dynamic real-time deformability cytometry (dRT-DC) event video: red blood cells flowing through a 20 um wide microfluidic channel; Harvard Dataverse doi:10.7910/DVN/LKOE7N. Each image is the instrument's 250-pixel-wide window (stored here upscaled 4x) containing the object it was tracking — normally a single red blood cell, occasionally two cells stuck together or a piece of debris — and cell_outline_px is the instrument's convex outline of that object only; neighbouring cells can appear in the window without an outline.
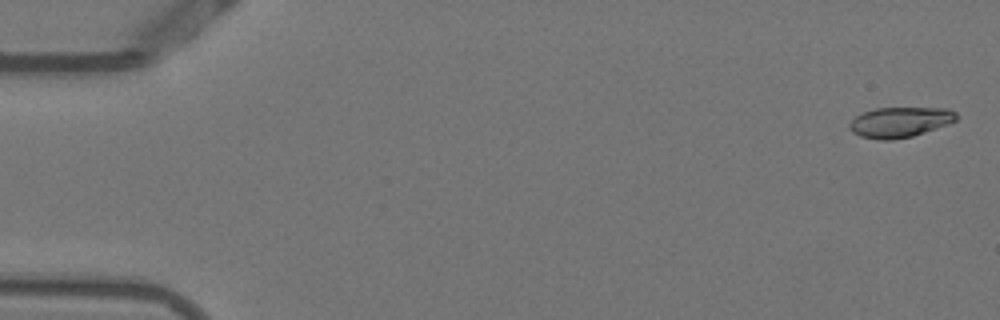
{"species": "Egyptian fruit bat (a non-hibernating species)", "species_latin": "Rousettus aegyptiacus", "temperature_condition": "warm", "stored_images_in_passage": 54, "camera_frame_rate_fps": 3000, "um_per_image_px": 0.085, "animal": {"sex": "female"}, "frame": {"image": 1, "passage_image": 2, "time_ms": 0.333, "image_size_px": [1000, 320], "cell_outline_px": [[956, 120], [948, 124], [912, 136], [892, 140], [880, 140], [860, 136], [852, 132], [848, 128], [848, 124], [856, 116], [864, 112], [876, 108], [948, 108], [956, 112]], "centroid_in_image_um": [76.47, 10.38], "position_along_channel_um": 8.5, "area_um2": 18.79}}
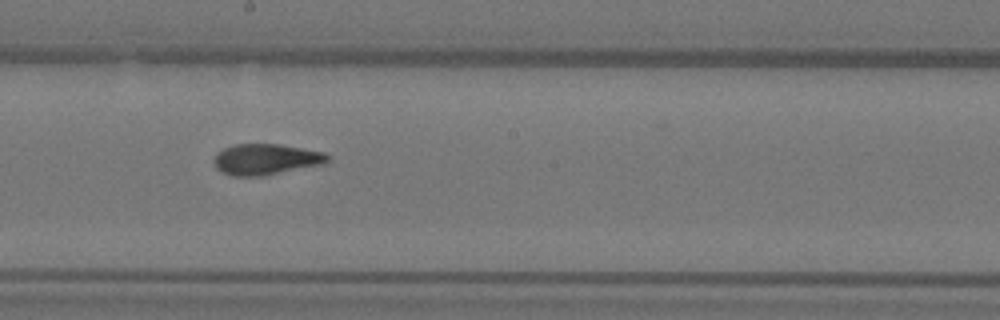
{"frame": {"image": 2, "passage_image": 30, "time_ms": 9.667, "image_size_px": [1000, 320], "cell_outline_px": [[328, 160], [324, 164], [264, 176], [232, 176], [216, 168], [216, 152], [224, 148], [236, 144], [276, 144], [324, 152], [328, 156]], "centroid_in_image_um": [22.61, 13.55], "position_along_channel_um": 225.6, "area_um2": 20.23}}
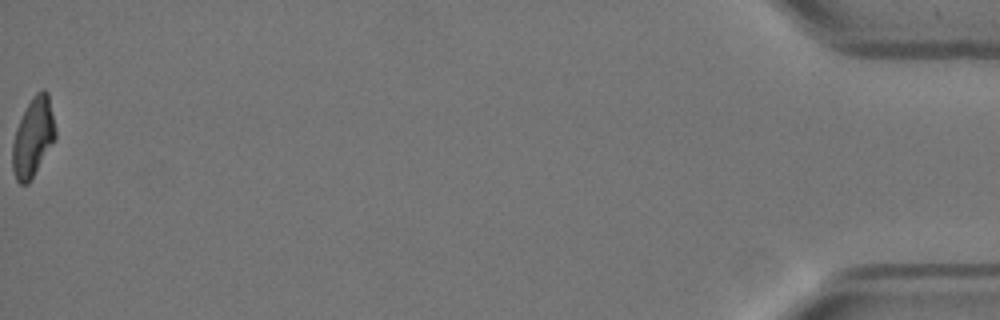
{"frame": {"image": 3, "passage_image": 54, "time_ms": 17.667, "image_size_px": [1000, 320], "cell_outline_px": [[56, 140], [28, 184], [20, 184], [16, 180], [12, 168], [12, 144], [16, 128], [32, 96], [36, 92], [44, 88], [48, 92], [56, 128]], "centroid_in_image_um": [2.83, 11.66], "position_along_channel_um": 432.4, "area_um2": 19.94}, "authors_computed_cell_mechanics": {"area_um2": 20.0855, "velocity_mm_per_s": 3.8312, "shape_relaxation_time_tau1_ms": 7.0658, "shape_relaxation_time_tau2_ms": 1.4675, "deformation_change_tau1": 0.2122, "deformation_change_tau2": 0.079}}